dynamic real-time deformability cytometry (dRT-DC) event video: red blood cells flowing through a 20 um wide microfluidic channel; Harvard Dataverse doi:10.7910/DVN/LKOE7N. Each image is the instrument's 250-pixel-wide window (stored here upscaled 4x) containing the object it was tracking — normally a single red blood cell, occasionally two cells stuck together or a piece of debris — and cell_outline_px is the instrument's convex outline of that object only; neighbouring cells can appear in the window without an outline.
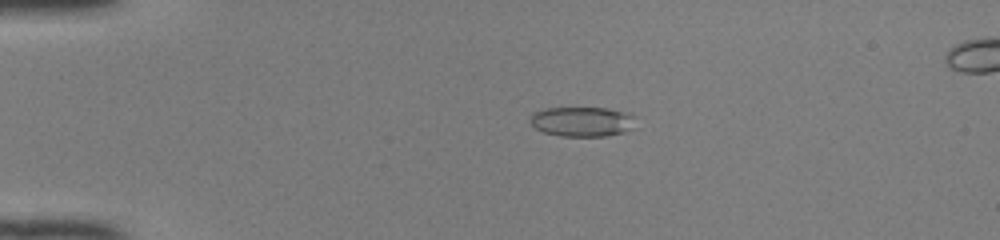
{"species": "common noctule bat (a hibernating species)", "species_latin": "Nyctalus noctula", "temperature_condition": "room temperature", "stored_images_in_passage": 50, "camera_frame_rate_fps": 3000, "um_per_image_px": 0.085, "animal": {"sex": "female", "body_mass_g": 22.0, "forearm_length_mm": 56.7}, "frame": {"image": 1, "passage_image": 12, "time_ms": 3.667, "image_size_px": [1000, 240], "cell_outline_px": [[636, 116], [632, 128], [624, 132], [604, 136], [560, 136], [544, 132], [536, 128], [532, 124], [532, 112], [544, 108], [608, 108], [624, 112]], "centroid_in_image_um": [49.49, 10.33], "position_along_channel_um": 35.5, "area_um2": 18.21}}
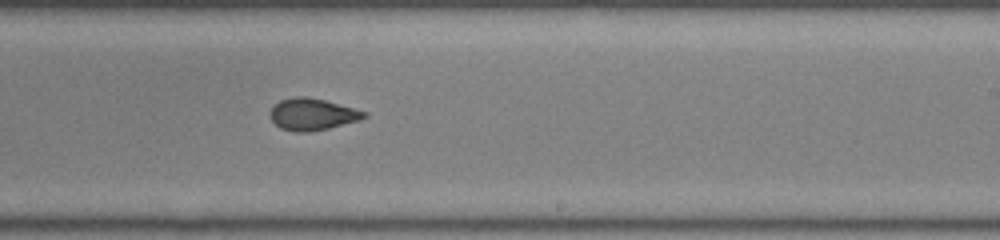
{"frame": {"image": 2, "passage_image": 32, "time_ms": 10.333, "image_size_px": [1000, 240], "cell_outline_px": [[368, 116], [360, 120], [328, 128], [308, 132], [292, 132], [280, 128], [272, 120], [268, 112], [280, 100], [296, 96], [308, 96], [324, 100], [368, 112]], "centroid_in_image_um": [26.54, 9.72], "position_along_channel_um": 262.5, "area_um2": 17.46}}
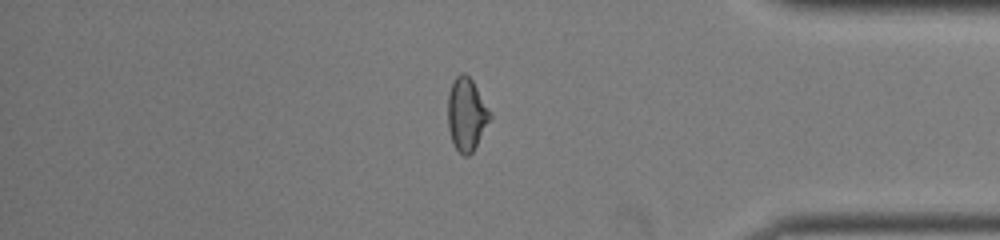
{"frame": {"image": 3, "passage_image": 43, "time_ms": 14.0, "image_size_px": [1000, 240], "cell_outline_px": [[492, 116], [472, 152], [468, 156], [464, 156], [456, 148], [452, 140], [448, 128], [448, 92], [452, 80], [460, 72], [464, 72], [472, 80], [492, 112]], "centroid_in_image_um": [39.65, 9.67], "position_along_channel_um": 395.5, "area_um2": 17.92}, "authors_computed_cell_mechanics": {"area_um2": 18.207, "velocity_mm_per_s": 4.1699, "shape_relaxation_time_tau1_ms": 10.6477, "shape_relaxation_time_tau2_ms": 1.6293, "deformation_change_tau1": 0.23, "deformation_change_tau2": 0.0658}}